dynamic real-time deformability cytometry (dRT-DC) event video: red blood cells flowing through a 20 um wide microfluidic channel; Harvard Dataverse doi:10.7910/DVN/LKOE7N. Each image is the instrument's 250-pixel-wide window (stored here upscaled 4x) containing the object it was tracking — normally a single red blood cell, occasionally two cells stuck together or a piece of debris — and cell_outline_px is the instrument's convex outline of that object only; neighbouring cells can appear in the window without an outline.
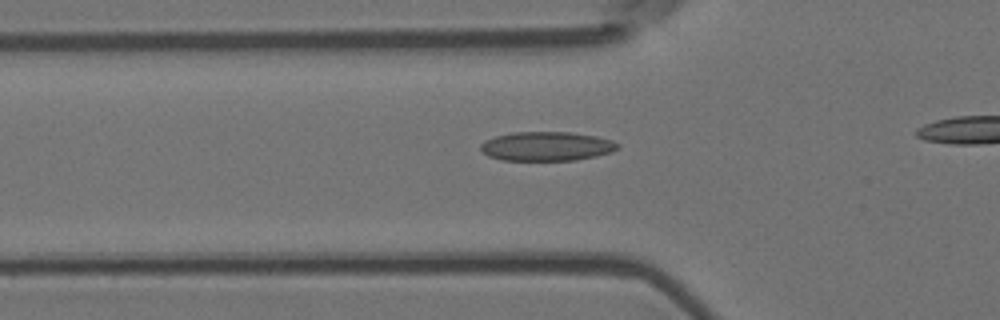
{"species": "Egyptian fruit bat (a non-hibernating species)", "species_latin": "Rousettus aegyptiacus", "temperature_condition": "room temperature", "stored_images_in_passage": 37, "camera_frame_rate_fps": 3000, "um_per_image_px": 0.085, "animal": {"sex": "female"}, "frame": {"image": 1, "passage_image": 11, "time_ms": 3.333, "image_size_px": [1000, 320], "cell_outline_px": [[620, 148], [612, 152], [596, 156], [576, 160], [504, 160], [488, 156], [480, 148], [480, 144], [484, 140], [496, 136], [512, 132], [572, 132], [596, 136], [612, 140], [620, 144]], "centroid_in_image_um": [46.49, 12.43], "position_along_channel_um": 79.3, "area_um2": 23.41}}
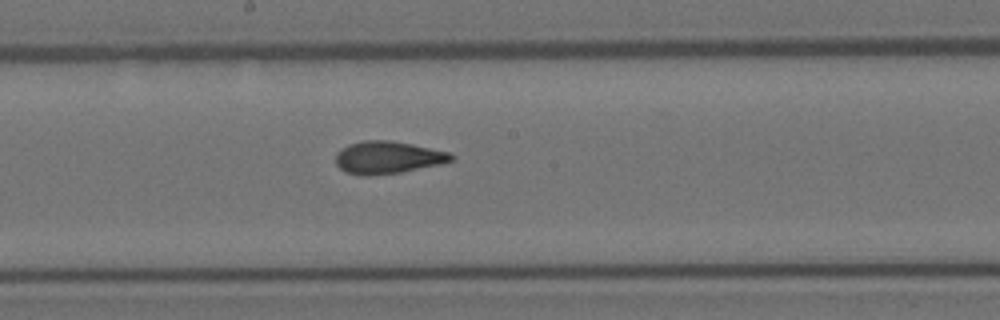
{"frame": {"image": 2, "passage_image": 22, "time_ms": 7.0, "image_size_px": [1000, 320], "cell_outline_px": [[456, 156], [452, 160], [440, 164], [400, 172], [368, 176], [364, 176], [348, 172], [340, 168], [336, 164], [336, 152], [340, 148], [348, 144], [364, 140], [388, 140], [412, 144], [452, 152]], "centroid_in_image_um": [32.97, 13.37], "position_along_channel_um": 215.2, "area_um2": 21.91}}
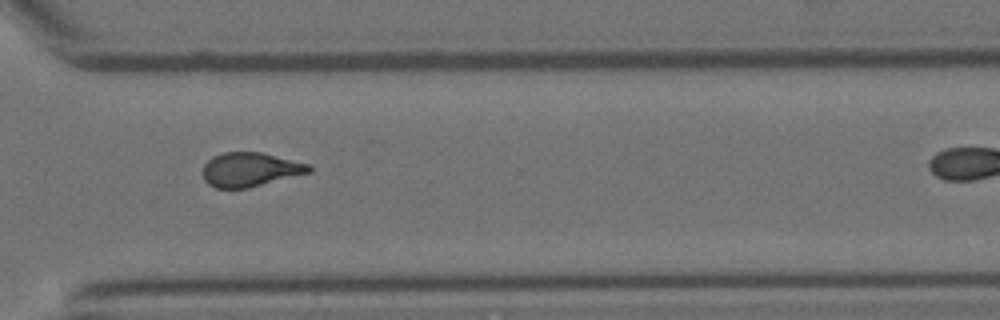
{"frame": {"image": 3, "passage_image": 33, "time_ms": 10.667, "image_size_px": [1000, 320], "cell_outline_px": [[312, 172], [248, 188], [216, 188], [208, 184], [204, 180], [204, 164], [212, 156], [224, 152], [264, 152], [312, 164]], "centroid_in_image_um": [21.32, 14.4], "position_along_channel_um": 349.3, "area_um2": 21.39}}